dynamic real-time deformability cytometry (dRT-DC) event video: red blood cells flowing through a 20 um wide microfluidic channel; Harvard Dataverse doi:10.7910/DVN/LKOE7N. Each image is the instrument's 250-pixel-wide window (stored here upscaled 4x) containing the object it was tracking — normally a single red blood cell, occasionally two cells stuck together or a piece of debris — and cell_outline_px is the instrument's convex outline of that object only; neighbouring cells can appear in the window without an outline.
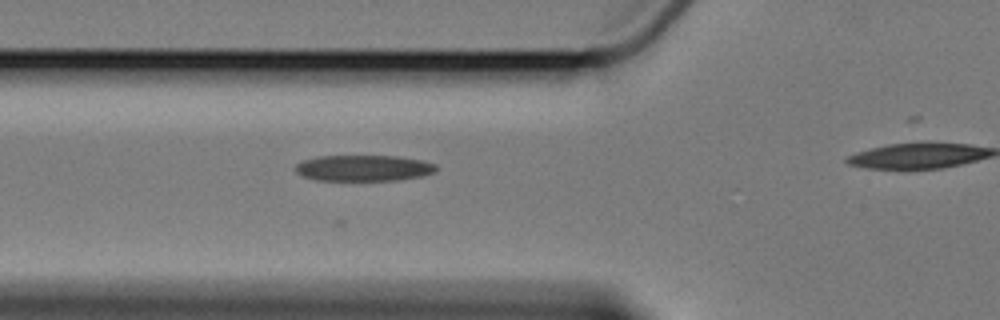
{"species": "Egyptian fruit bat (a non-hibernating species)", "species_latin": "Rousettus aegyptiacus", "temperature_condition": "cold", "stored_images_in_passage": 5, "segment_of_instrument_passage": [1, 2], "camera_frame_rate_fps": 3000, "um_per_image_px": 0.085, "animal": {"sex": "female"}, "frame": {"image": 1, "passage_image": 4, "time_ms": 5.0, "image_size_px": [1000, 320], "cell_outline_px": [[440, 168], [436, 172], [424, 176], [400, 180], [316, 180], [300, 176], [292, 168], [296, 164], [304, 160], [320, 156], [396, 156], [424, 160], [436, 164]], "centroid_in_image_um": [30.94, 14.29], "position_along_channel_um": 94.9, "area_um2": 21.73}}